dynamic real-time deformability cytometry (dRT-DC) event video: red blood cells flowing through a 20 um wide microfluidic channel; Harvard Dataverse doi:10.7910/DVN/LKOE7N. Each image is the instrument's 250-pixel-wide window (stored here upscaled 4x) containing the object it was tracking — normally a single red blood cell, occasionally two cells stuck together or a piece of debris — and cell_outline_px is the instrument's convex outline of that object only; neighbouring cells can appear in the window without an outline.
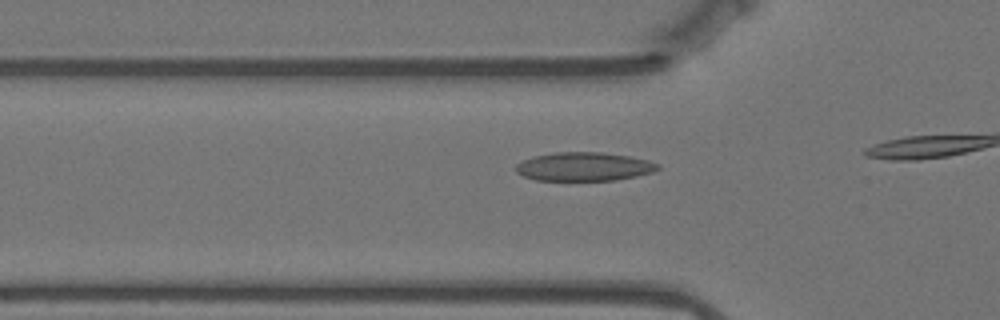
{"species": "Egyptian fruit bat (a non-hibernating species)", "species_latin": "Rousettus aegyptiacus", "temperature_condition": "warm", "stored_images_in_passage": 17, "camera_frame_rate_fps": 3000, "um_per_image_px": 0.085, "animal": {"sex": "female"}, "frame": {"image": 1, "passage_image": 12, "time_ms": 3.667, "image_size_px": [1000, 320], "cell_outline_px": [[660, 168], [652, 172], [636, 176], [616, 180], [536, 180], [524, 176], [516, 172], [516, 164], [532, 156], [556, 152], [600, 152], [628, 156], [648, 160], [660, 164]], "centroid_in_image_um": [49.64, 14.16], "position_along_channel_um": 76.2, "area_um2": 23.64}}
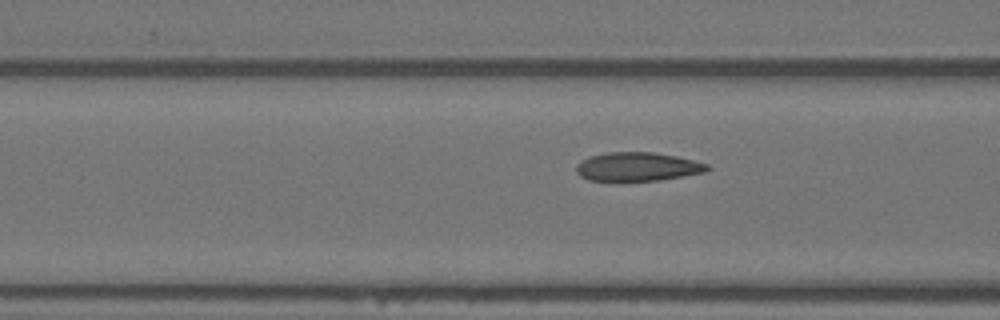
{"frame": {"image": 2, "passage_image": 15, "time_ms": 4.667, "image_size_px": [1000, 320], "cell_outline_px": [[712, 168], [704, 172], [660, 180], [616, 184], [588, 180], [580, 176], [576, 172], [576, 164], [580, 160], [588, 156], [608, 152], [652, 152], [676, 156], [708, 164]], "centroid_in_image_um": [54.09, 14.21], "position_along_channel_um": 112.5, "area_um2": 22.89}}